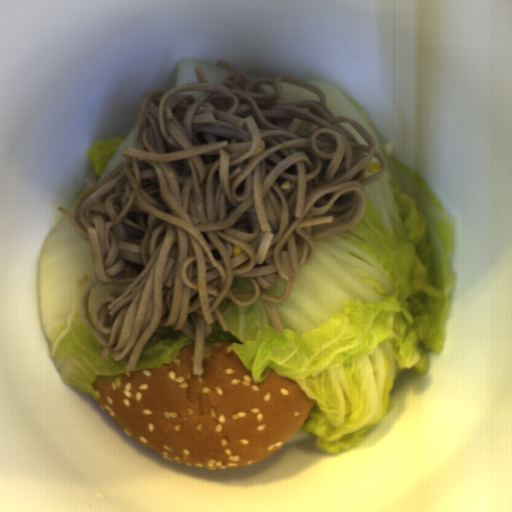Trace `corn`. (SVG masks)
Segmentation results:
<instances>
[{
    "mask_svg": "<svg viewBox=\"0 0 512 512\" xmlns=\"http://www.w3.org/2000/svg\"><path fill=\"white\" fill-rule=\"evenodd\" d=\"M380 168H381L380 164L376 163L374 161H370L369 163L364 165V169H367V170L372 171L374 173L379 172Z\"/></svg>",
    "mask_w": 512,
    "mask_h": 512,
    "instance_id": "51d56268",
    "label": "corn"
},
{
    "mask_svg": "<svg viewBox=\"0 0 512 512\" xmlns=\"http://www.w3.org/2000/svg\"><path fill=\"white\" fill-rule=\"evenodd\" d=\"M244 250L241 247L235 246L233 247V254H231V257H235L237 255H240Z\"/></svg>",
    "mask_w": 512,
    "mask_h": 512,
    "instance_id": "f1292c28",
    "label": "corn"
}]
</instances>
